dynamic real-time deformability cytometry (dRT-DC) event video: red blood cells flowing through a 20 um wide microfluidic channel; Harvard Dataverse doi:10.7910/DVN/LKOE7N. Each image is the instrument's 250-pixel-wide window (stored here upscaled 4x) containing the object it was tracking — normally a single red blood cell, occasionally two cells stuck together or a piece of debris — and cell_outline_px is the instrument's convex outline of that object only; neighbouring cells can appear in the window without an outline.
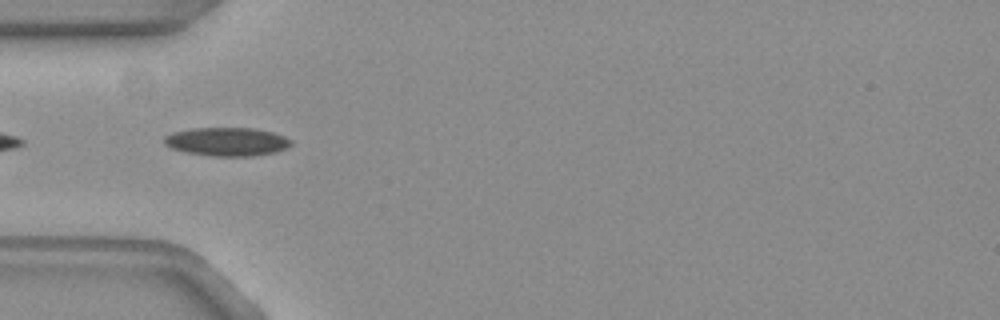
{"species": "common noctule bat (a hibernating species)", "species_latin": "Nyctalus noctula", "temperature_condition": "warm", "stored_images_in_passage": 17, "camera_frame_rate_fps": 3000, "um_per_image_px": 0.085, "animal": {"sex": "female", "body_mass_g": 19.3, "forearm_length_mm": 54.1}, "frame": {"image": 1, "passage_image": 1, "time_ms": 0.0, "image_size_px": [1000, 320], "cell_outline_px": [[292, 144], [276, 152], [252, 156], [212, 156], [184, 152], [172, 148], [164, 144], [164, 136], [172, 132], [192, 128], [252, 128], [272, 132], [284, 136], [292, 140]], "centroid_in_image_um": [19.27, 12.04], "position_along_channel_um": 65.7, "area_um2": 21.1}}